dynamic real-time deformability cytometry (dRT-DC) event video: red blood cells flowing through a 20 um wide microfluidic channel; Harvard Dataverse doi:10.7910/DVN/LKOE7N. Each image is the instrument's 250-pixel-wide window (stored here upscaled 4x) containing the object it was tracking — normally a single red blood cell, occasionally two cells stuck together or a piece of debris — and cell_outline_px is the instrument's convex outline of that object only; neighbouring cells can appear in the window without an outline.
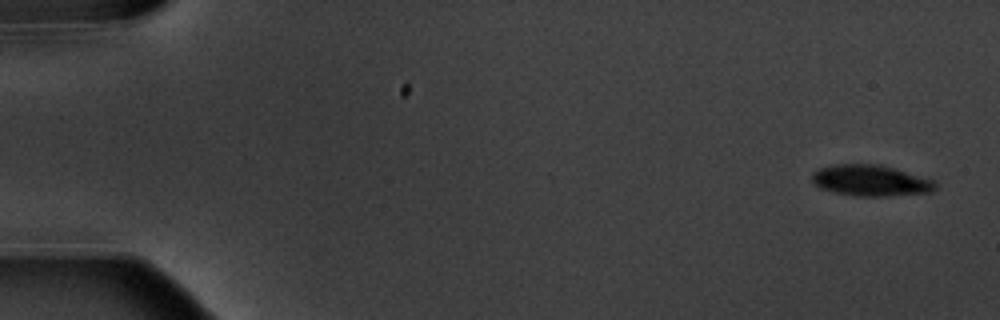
{"species": "common noctule bat (a hibernating species)", "species_latin": "Nyctalus noctula", "temperature_condition": "warm", "stored_images_in_passage": 5, "camera_frame_rate_fps": 3000, "um_per_image_px": 0.085, "animal": {"sex": "male", "body_mass_g": 20.1, "forearm_length_mm": 53.5}, "frame": {"image": 1, "passage_image": 1, "time_ms": 0.0, "image_size_px": [1000, 320], "cell_outline_px": [[936, 188], [932, 192], [888, 196], [852, 196], [820, 188], [812, 180], [812, 172], [820, 168], [836, 164], [880, 164], [936, 180]], "centroid_in_image_um": [74.04, 15.34], "position_along_channel_um": 11.0, "area_um2": 22.43}}
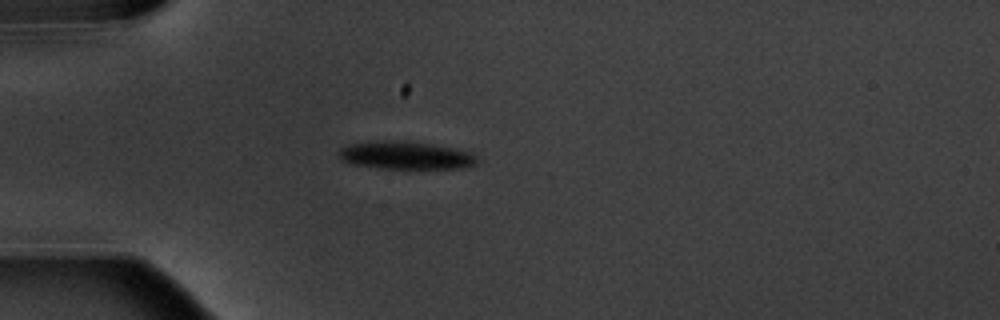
{"frame": {"image": 2, "passage_image": 5, "time_ms": 4.667, "image_size_px": [1000, 320], "cell_outline_px": [[480, 160], [476, 164], [464, 168], [380, 168], [352, 164], [340, 160], [336, 152], [340, 148], [352, 144], [368, 140], [412, 140], [476, 152]], "centroid_in_image_um": [34.52, 13.18], "position_along_channel_um": 50.5, "area_um2": 23.24}}